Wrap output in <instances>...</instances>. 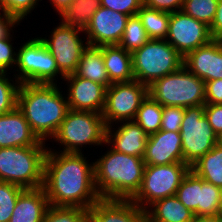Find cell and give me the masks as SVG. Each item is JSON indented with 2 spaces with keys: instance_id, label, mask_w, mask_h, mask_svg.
<instances>
[{
  "instance_id": "obj_43",
  "label": "cell",
  "mask_w": 222,
  "mask_h": 222,
  "mask_svg": "<svg viewBox=\"0 0 222 222\" xmlns=\"http://www.w3.org/2000/svg\"><path fill=\"white\" fill-rule=\"evenodd\" d=\"M20 21L13 15L0 11V40L7 38L11 32L14 33L13 27L20 25Z\"/></svg>"
},
{
  "instance_id": "obj_46",
  "label": "cell",
  "mask_w": 222,
  "mask_h": 222,
  "mask_svg": "<svg viewBox=\"0 0 222 222\" xmlns=\"http://www.w3.org/2000/svg\"><path fill=\"white\" fill-rule=\"evenodd\" d=\"M192 222H222V215L194 216Z\"/></svg>"
},
{
  "instance_id": "obj_16",
  "label": "cell",
  "mask_w": 222,
  "mask_h": 222,
  "mask_svg": "<svg viewBox=\"0 0 222 222\" xmlns=\"http://www.w3.org/2000/svg\"><path fill=\"white\" fill-rule=\"evenodd\" d=\"M183 66L204 82L222 79V40L212 39L189 52Z\"/></svg>"
},
{
  "instance_id": "obj_38",
  "label": "cell",
  "mask_w": 222,
  "mask_h": 222,
  "mask_svg": "<svg viewBox=\"0 0 222 222\" xmlns=\"http://www.w3.org/2000/svg\"><path fill=\"white\" fill-rule=\"evenodd\" d=\"M10 34L7 38L0 40V72L7 73L8 70L13 69L16 65L17 52L11 43L14 37Z\"/></svg>"
},
{
  "instance_id": "obj_42",
  "label": "cell",
  "mask_w": 222,
  "mask_h": 222,
  "mask_svg": "<svg viewBox=\"0 0 222 222\" xmlns=\"http://www.w3.org/2000/svg\"><path fill=\"white\" fill-rule=\"evenodd\" d=\"M205 104H222V79L205 82Z\"/></svg>"
},
{
  "instance_id": "obj_12",
  "label": "cell",
  "mask_w": 222,
  "mask_h": 222,
  "mask_svg": "<svg viewBox=\"0 0 222 222\" xmlns=\"http://www.w3.org/2000/svg\"><path fill=\"white\" fill-rule=\"evenodd\" d=\"M147 95L148 86L136 80L112 83L106 88L105 107L102 112L106 126L134 120Z\"/></svg>"
},
{
  "instance_id": "obj_15",
  "label": "cell",
  "mask_w": 222,
  "mask_h": 222,
  "mask_svg": "<svg viewBox=\"0 0 222 222\" xmlns=\"http://www.w3.org/2000/svg\"><path fill=\"white\" fill-rule=\"evenodd\" d=\"M67 81V102L70 110L92 111L102 114L105 107L106 87L81 78L75 73L64 77Z\"/></svg>"
},
{
  "instance_id": "obj_20",
  "label": "cell",
  "mask_w": 222,
  "mask_h": 222,
  "mask_svg": "<svg viewBox=\"0 0 222 222\" xmlns=\"http://www.w3.org/2000/svg\"><path fill=\"white\" fill-rule=\"evenodd\" d=\"M88 222H146V214L131 200L100 199L88 210Z\"/></svg>"
},
{
  "instance_id": "obj_34",
  "label": "cell",
  "mask_w": 222,
  "mask_h": 222,
  "mask_svg": "<svg viewBox=\"0 0 222 222\" xmlns=\"http://www.w3.org/2000/svg\"><path fill=\"white\" fill-rule=\"evenodd\" d=\"M11 73L0 72V115L12 111L17 106L20 82L8 77ZM10 78V79H9Z\"/></svg>"
},
{
  "instance_id": "obj_22",
  "label": "cell",
  "mask_w": 222,
  "mask_h": 222,
  "mask_svg": "<svg viewBox=\"0 0 222 222\" xmlns=\"http://www.w3.org/2000/svg\"><path fill=\"white\" fill-rule=\"evenodd\" d=\"M102 56L111 83L135 80L132 71V55L119 45H102Z\"/></svg>"
},
{
  "instance_id": "obj_37",
  "label": "cell",
  "mask_w": 222,
  "mask_h": 222,
  "mask_svg": "<svg viewBox=\"0 0 222 222\" xmlns=\"http://www.w3.org/2000/svg\"><path fill=\"white\" fill-rule=\"evenodd\" d=\"M185 108L163 106L160 130L180 132Z\"/></svg>"
},
{
  "instance_id": "obj_29",
  "label": "cell",
  "mask_w": 222,
  "mask_h": 222,
  "mask_svg": "<svg viewBox=\"0 0 222 222\" xmlns=\"http://www.w3.org/2000/svg\"><path fill=\"white\" fill-rule=\"evenodd\" d=\"M149 37L138 15L129 16L123 37L118 44L124 50L132 53L141 48Z\"/></svg>"
},
{
  "instance_id": "obj_32",
  "label": "cell",
  "mask_w": 222,
  "mask_h": 222,
  "mask_svg": "<svg viewBox=\"0 0 222 222\" xmlns=\"http://www.w3.org/2000/svg\"><path fill=\"white\" fill-rule=\"evenodd\" d=\"M219 0H184L182 11L210 27L214 21Z\"/></svg>"
},
{
  "instance_id": "obj_36",
  "label": "cell",
  "mask_w": 222,
  "mask_h": 222,
  "mask_svg": "<svg viewBox=\"0 0 222 222\" xmlns=\"http://www.w3.org/2000/svg\"><path fill=\"white\" fill-rule=\"evenodd\" d=\"M39 1L42 0H0V10L15 16L21 22L37 8Z\"/></svg>"
},
{
  "instance_id": "obj_27",
  "label": "cell",
  "mask_w": 222,
  "mask_h": 222,
  "mask_svg": "<svg viewBox=\"0 0 222 222\" xmlns=\"http://www.w3.org/2000/svg\"><path fill=\"white\" fill-rule=\"evenodd\" d=\"M149 39L166 40L170 13L142 6L137 12Z\"/></svg>"
},
{
  "instance_id": "obj_25",
  "label": "cell",
  "mask_w": 222,
  "mask_h": 222,
  "mask_svg": "<svg viewBox=\"0 0 222 222\" xmlns=\"http://www.w3.org/2000/svg\"><path fill=\"white\" fill-rule=\"evenodd\" d=\"M197 176L219 188L222 187V143H217L190 166Z\"/></svg>"
},
{
  "instance_id": "obj_5",
  "label": "cell",
  "mask_w": 222,
  "mask_h": 222,
  "mask_svg": "<svg viewBox=\"0 0 222 222\" xmlns=\"http://www.w3.org/2000/svg\"><path fill=\"white\" fill-rule=\"evenodd\" d=\"M106 128L100 113L69 110L51 139L62 146L57 152L83 153L87 145L106 146Z\"/></svg>"
},
{
  "instance_id": "obj_26",
  "label": "cell",
  "mask_w": 222,
  "mask_h": 222,
  "mask_svg": "<svg viewBox=\"0 0 222 222\" xmlns=\"http://www.w3.org/2000/svg\"><path fill=\"white\" fill-rule=\"evenodd\" d=\"M101 6L100 0H74L58 15L61 23L85 30L96 10Z\"/></svg>"
},
{
  "instance_id": "obj_14",
  "label": "cell",
  "mask_w": 222,
  "mask_h": 222,
  "mask_svg": "<svg viewBox=\"0 0 222 222\" xmlns=\"http://www.w3.org/2000/svg\"><path fill=\"white\" fill-rule=\"evenodd\" d=\"M128 18L126 14L100 6L90 19L83 36L90 46L118 45Z\"/></svg>"
},
{
  "instance_id": "obj_24",
  "label": "cell",
  "mask_w": 222,
  "mask_h": 222,
  "mask_svg": "<svg viewBox=\"0 0 222 222\" xmlns=\"http://www.w3.org/2000/svg\"><path fill=\"white\" fill-rule=\"evenodd\" d=\"M75 74L81 78L100 83L106 88L112 84L107 75L102 49L99 46L88 45L80 58Z\"/></svg>"
},
{
  "instance_id": "obj_7",
  "label": "cell",
  "mask_w": 222,
  "mask_h": 222,
  "mask_svg": "<svg viewBox=\"0 0 222 222\" xmlns=\"http://www.w3.org/2000/svg\"><path fill=\"white\" fill-rule=\"evenodd\" d=\"M131 55L135 80L147 86L178 71L184 63L183 56L166 40L150 39Z\"/></svg>"
},
{
  "instance_id": "obj_35",
  "label": "cell",
  "mask_w": 222,
  "mask_h": 222,
  "mask_svg": "<svg viewBox=\"0 0 222 222\" xmlns=\"http://www.w3.org/2000/svg\"><path fill=\"white\" fill-rule=\"evenodd\" d=\"M24 188L0 181V222H9L19 194Z\"/></svg>"
},
{
  "instance_id": "obj_33",
  "label": "cell",
  "mask_w": 222,
  "mask_h": 222,
  "mask_svg": "<svg viewBox=\"0 0 222 222\" xmlns=\"http://www.w3.org/2000/svg\"><path fill=\"white\" fill-rule=\"evenodd\" d=\"M43 222H88V209L49 205Z\"/></svg>"
},
{
  "instance_id": "obj_10",
  "label": "cell",
  "mask_w": 222,
  "mask_h": 222,
  "mask_svg": "<svg viewBox=\"0 0 222 222\" xmlns=\"http://www.w3.org/2000/svg\"><path fill=\"white\" fill-rule=\"evenodd\" d=\"M180 135L183 162L189 166L220 142V138L205 117V105L185 108Z\"/></svg>"
},
{
  "instance_id": "obj_44",
  "label": "cell",
  "mask_w": 222,
  "mask_h": 222,
  "mask_svg": "<svg viewBox=\"0 0 222 222\" xmlns=\"http://www.w3.org/2000/svg\"><path fill=\"white\" fill-rule=\"evenodd\" d=\"M209 30L213 39H222V0L218 1L216 15Z\"/></svg>"
},
{
  "instance_id": "obj_8",
  "label": "cell",
  "mask_w": 222,
  "mask_h": 222,
  "mask_svg": "<svg viewBox=\"0 0 222 222\" xmlns=\"http://www.w3.org/2000/svg\"><path fill=\"white\" fill-rule=\"evenodd\" d=\"M16 51L17 68L14 72L17 71V74H14L13 78L20 84H57L58 74L64 79L65 76L59 71L53 55L39 37L22 43Z\"/></svg>"
},
{
  "instance_id": "obj_28",
  "label": "cell",
  "mask_w": 222,
  "mask_h": 222,
  "mask_svg": "<svg viewBox=\"0 0 222 222\" xmlns=\"http://www.w3.org/2000/svg\"><path fill=\"white\" fill-rule=\"evenodd\" d=\"M162 114L163 106L147 95V97L142 101L134 121L149 136L160 130Z\"/></svg>"
},
{
  "instance_id": "obj_40",
  "label": "cell",
  "mask_w": 222,
  "mask_h": 222,
  "mask_svg": "<svg viewBox=\"0 0 222 222\" xmlns=\"http://www.w3.org/2000/svg\"><path fill=\"white\" fill-rule=\"evenodd\" d=\"M205 117L220 138L222 136V104H205Z\"/></svg>"
},
{
  "instance_id": "obj_9",
  "label": "cell",
  "mask_w": 222,
  "mask_h": 222,
  "mask_svg": "<svg viewBox=\"0 0 222 222\" xmlns=\"http://www.w3.org/2000/svg\"><path fill=\"white\" fill-rule=\"evenodd\" d=\"M189 170L190 166L185 162L145 165L142 185L131 201L145 211L155 201L176 195Z\"/></svg>"
},
{
  "instance_id": "obj_31",
  "label": "cell",
  "mask_w": 222,
  "mask_h": 222,
  "mask_svg": "<svg viewBox=\"0 0 222 222\" xmlns=\"http://www.w3.org/2000/svg\"><path fill=\"white\" fill-rule=\"evenodd\" d=\"M176 196L186 208L194 213V216H198L199 176L192 170H189L182 179Z\"/></svg>"
},
{
  "instance_id": "obj_1",
  "label": "cell",
  "mask_w": 222,
  "mask_h": 222,
  "mask_svg": "<svg viewBox=\"0 0 222 222\" xmlns=\"http://www.w3.org/2000/svg\"><path fill=\"white\" fill-rule=\"evenodd\" d=\"M84 155L48 147L42 187L49 205L89 210L101 199L94 184V162L89 163Z\"/></svg>"
},
{
  "instance_id": "obj_3",
  "label": "cell",
  "mask_w": 222,
  "mask_h": 222,
  "mask_svg": "<svg viewBox=\"0 0 222 222\" xmlns=\"http://www.w3.org/2000/svg\"><path fill=\"white\" fill-rule=\"evenodd\" d=\"M94 161V184L101 199L131 200L140 190L145 162L142 157L108 148Z\"/></svg>"
},
{
  "instance_id": "obj_17",
  "label": "cell",
  "mask_w": 222,
  "mask_h": 222,
  "mask_svg": "<svg viewBox=\"0 0 222 222\" xmlns=\"http://www.w3.org/2000/svg\"><path fill=\"white\" fill-rule=\"evenodd\" d=\"M143 160L145 165H167L183 162L180 132L159 130L149 135Z\"/></svg>"
},
{
  "instance_id": "obj_6",
  "label": "cell",
  "mask_w": 222,
  "mask_h": 222,
  "mask_svg": "<svg viewBox=\"0 0 222 222\" xmlns=\"http://www.w3.org/2000/svg\"><path fill=\"white\" fill-rule=\"evenodd\" d=\"M148 95L161 106L186 108L205 105V82L182 66L152 82L148 86Z\"/></svg>"
},
{
  "instance_id": "obj_39",
  "label": "cell",
  "mask_w": 222,
  "mask_h": 222,
  "mask_svg": "<svg viewBox=\"0 0 222 222\" xmlns=\"http://www.w3.org/2000/svg\"><path fill=\"white\" fill-rule=\"evenodd\" d=\"M100 2L102 7L128 16L137 15L143 6V0H100Z\"/></svg>"
},
{
  "instance_id": "obj_19",
  "label": "cell",
  "mask_w": 222,
  "mask_h": 222,
  "mask_svg": "<svg viewBox=\"0 0 222 222\" xmlns=\"http://www.w3.org/2000/svg\"><path fill=\"white\" fill-rule=\"evenodd\" d=\"M32 132L22 111L16 106L0 115V148L23 146H46Z\"/></svg>"
},
{
  "instance_id": "obj_13",
  "label": "cell",
  "mask_w": 222,
  "mask_h": 222,
  "mask_svg": "<svg viewBox=\"0 0 222 222\" xmlns=\"http://www.w3.org/2000/svg\"><path fill=\"white\" fill-rule=\"evenodd\" d=\"M209 27L182 10L170 13L166 41L183 58L191 51L208 44L212 40Z\"/></svg>"
},
{
  "instance_id": "obj_18",
  "label": "cell",
  "mask_w": 222,
  "mask_h": 222,
  "mask_svg": "<svg viewBox=\"0 0 222 222\" xmlns=\"http://www.w3.org/2000/svg\"><path fill=\"white\" fill-rule=\"evenodd\" d=\"M115 124L118 127L116 125V128H113ZM115 124L106 128L107 147L112 146L117 152L143 158L148 138L145 131L134 120Z\"/></svg>"
},
{
  "instance_id": "obj_47",
  "label": "cell",
  "mask_w": 222,
  "mask_h": 222,
  "mask_svg": "<svg viewBox=\"0 0 222 222\" xmlns=\"http://www.w3.org/2000/svg\"><path fill=\"white\" fill-rule=\"evenodd\" d=\"M220 214L222 215V187L220 188Z\"/></svg>"
},
{
  "instance_id": "obj_4",
  "label": "cell",
  "mask_w": 222,
  "mask_h": 222,
  "mask_svg": "<svg viewBox=\"0 0 222 222\" xmlns=\"http://www.w3.org/2000/svg\"><path fill=\"white\" fill-rule=\"evenodd\" d=\"M48 146L0 148V181L24 189L43 186Z\"/></svg>"
},
{
  "instance_id": "obj_23",
  "label": "cell",
  "mask_w": 222,
  "mask_h": 222,
  "mask_svg": "<svg viewBox=\"0 0 222 222\" xmlns=\"http://www.w3.org/2000/svg\"><path fill=\"white\" fill-rule=\"evenodd\" d=\"M145 214L146 222H192L194 218V213L176 195L155 201Z\"/></svg>"
},
{
  "instance_id": "obj_41",
  "label": "cell",
  "mask_w": 222,
  "mask_h": 222,
  "mask_svg": "<svg viewBox=\"0 0 222 222\" xmlns=\"http://www.w3.org/2000/svg\"><path fill=\"white\" fill-rule=\"evenodd\" d=\"M184 0H143V5L159 11L172 13L180 11Z\"/></svg>"
},
{
  "instance_id": "obj_45",
  "label": "cell",
  "mask_w": 222,
  "mask_h": 222,
  "mask_svg": "<svg viewBox=\"0 0 222 222\" xmlns=\"http://www.w3.org/2000/svg\"><path fill=\"white\" fill-rule=\"evenodd\" d=\"M50 4L54 7L56 13L62 12L66 7H68L74 0H49Z\"/></svg>"
},
{
  "instance_id": "obj_30",
  "label": "cell",
  "mask_w": 222,
  "mask_h": 222,
  "mask_svg": "<svg viewBox=\"0 0 222 222\" xmlns=\"http://www.w3.org/2000/svg\"><path fill=\"white\" fill-rule=\"evenodd\" d=\"M220 214V188L199 177L198 216Z\"/></svg>"
},
{
  "instance_id": "obj_21",
  "label": "cell",
  "mask_w": 222,
  "mask_h": 222,
  "mask_svg": "<svg viewBox=\"0 0 222 222\" xmlns=\"http://www.w3.org/2000/svg\"><path fill=\"white\" fill-rule=\"evenodd\" d=\"M48 206L43 187L24 189L19 194L9 222H43Z\"/></svg>"
},
{
  "instance_id": "obj_11",
  "label": "cell",
  "mask_w": 222,
  "mask_h": 222,
  "mask_svg": "<svg viewBox=\"0 0 222 222\" xmlns=\"http://www.w3.org/2000/svg\"><path fill=\"white\" fill-rule=\"evenodd\" d=\"M50 33L48 38L39 37L40 40L53 55L59 71L64 76L74 74L84 50L89 45L86 38H80V33L84 34V30L59 22Z\"/></svg>"
},
{
  "instance_id": "obj_2",
  "label": "cell",
  "mask_w": 222,
  "mask_h": 222,
  "mask_svg": "<svg viewBox=\"0 0 222 222\" xmlns=\"http://www.w3.org/2000/svg\"><path fill=\"white\" fill-rule=\"evenodd\" d=\"M59 87L57 84L24 83L18 89L17 107L32 132L43 142L51 140L70 110L67 97Z\"/></svg>"
}]
</instances>
